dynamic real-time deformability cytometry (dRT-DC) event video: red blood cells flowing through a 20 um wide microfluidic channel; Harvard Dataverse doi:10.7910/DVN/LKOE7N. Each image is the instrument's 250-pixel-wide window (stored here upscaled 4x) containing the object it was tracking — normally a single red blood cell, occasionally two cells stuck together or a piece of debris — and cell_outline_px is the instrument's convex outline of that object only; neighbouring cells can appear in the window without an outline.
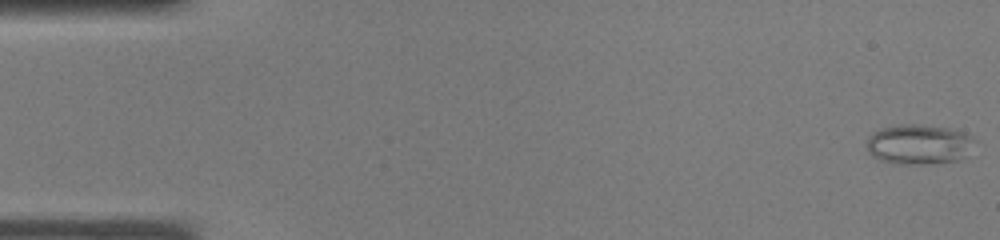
{"species": "common noctule bat (a hibernating species)", "species_latin": "Nyctalus noctula", "temperature_condition": "warm", "stored_images_in_passage": 37, "camera_frame_rate_fps": 3000, "um_per_image_px": 0.085, "animal": {"sex": "male", "body_mass_g": 19.0, "forearm_length_mm": 50.8}, "frame": {"image": 1, "passage_image": 1, "time_ms": 0.0, "image_size_px": [1000, 240], "cell_outline_px": [[976, 140], [964, 156], [960, 160], [920, 164], [896, 164], [880, 160], [872, 156], [868, 152], [868, 136], [872, 132], [880, 128], [900, 124], [920, 124], [948, 128], [964, 132], [972, 136]], "centroid_in_image_um": [78.08, 12.26], "position_along_channel_um": 6.9, "area_um2": 25.2}}
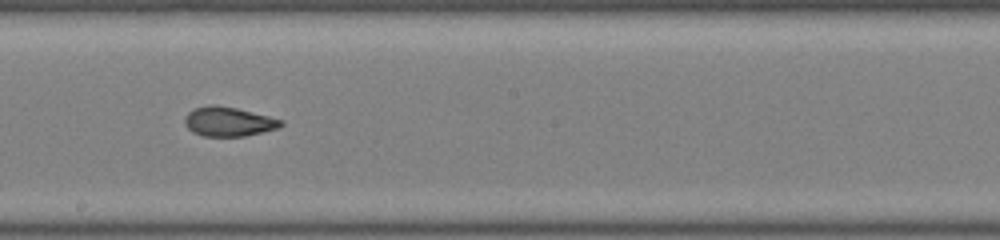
{"frame": {"image": 2, "passage_image": 21, "time_ms": 6.667, "image_size_px": [1000, 240], "cell_outline_px": [[284, 124], [280, 128], [244, 136], [204, 136], [192, 132], [184, 124], [184, 116], [188, 112], [196, 108], [208, 104], [216, 104], [236, 108], [284, 120]], "centroid_in_image_um": [19.42, 10.33], "position_along_channel_um": 228.8, "area_um2": 16.59}}
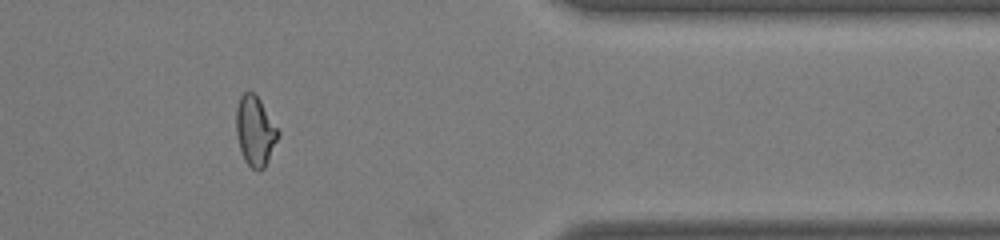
{"frame": {"image": 3, "passage_image": 31, "time_ms": 10.0, "image_size_px": [1000, 240], "cell_outline_px": [[280, 132], [268, 160], [264, 168], [260, 172], [252, 168], [244, 160], [240, 148], [236, 132], [236, 108], [240, 96], [244, 92], [252, 92], [260, 100]], "centroid_in_image_um": [21.67, 11.14], "position_along_channel_um": 389.7, "area_um2": 16.82}}